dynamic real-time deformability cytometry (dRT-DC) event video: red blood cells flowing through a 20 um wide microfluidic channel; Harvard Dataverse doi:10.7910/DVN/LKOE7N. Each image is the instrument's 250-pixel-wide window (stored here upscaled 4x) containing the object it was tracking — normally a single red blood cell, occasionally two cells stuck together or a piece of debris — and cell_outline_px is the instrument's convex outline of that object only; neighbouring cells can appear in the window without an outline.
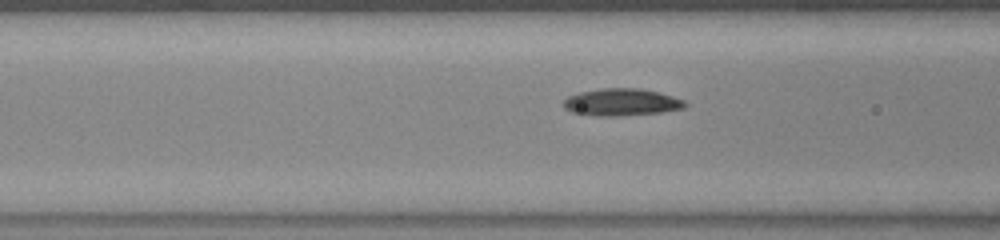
{"species": "common noctule bat (a hibernating species)", "species_latin": "Nyctalus noctula", "temperature_condition": "warm", "stored_images_in_passage": 9, "camera_frame_rate_fps": 3000, "um_per_image_px": 0.085, "animal": {"sex": "female", "body_mass_g": 23.0, "forearm_length_mm": 53.4}, "frame": {"image": 1, "passage_image": 7, "time_ms": 2.0, "image_size_px": [1000, 240], "cell_outline_px": [[688, 104], [684, 108], [660, 112], [616, 116], [596, 116], [572, 112], [564, 108], [564, 100], [568, 96], [580, 92], [600, 88], [640, 88], [672, 96], [684, 100]], "centroid_in_image_um": [52.81, 8.68], "position_along_channel_um": 113.8, "area_um2": 19.13}}